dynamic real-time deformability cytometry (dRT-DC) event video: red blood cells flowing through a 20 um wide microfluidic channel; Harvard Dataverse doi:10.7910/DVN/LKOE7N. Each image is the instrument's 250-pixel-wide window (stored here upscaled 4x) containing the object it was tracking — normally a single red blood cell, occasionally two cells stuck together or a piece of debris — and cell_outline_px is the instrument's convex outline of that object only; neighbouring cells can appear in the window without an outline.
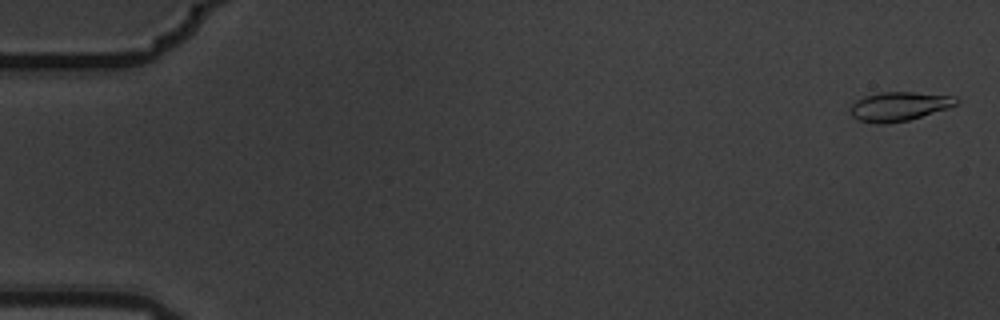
{"species": "common noctule bat (a hibernating species)", "species_latin": "Nyctalus noctula", "temperature_condition": "warm", "stored_images_in_passage": 15, "camera_frame_rate_fps": 3000, "um_per_image_px": 0.085, "animal": {"sex": "male", "body_mass_g": 19.5, "forearm_length_mm": 54.6}, "frame": {"image": 1, "passage_image": 1, "time_ms": 0.0, "image_size_px": [1000, 320], "cell_outline_px": [[960, 100], [956, 104], [948, 108], [908, 120], [884, 124], [876, 124], [860, 120], [852, 116], [852, 104], [856, 100], [864, 96], [880, 92], [912, 92], [956, 96]], "centroid_in_image_um": [76.44, 9.03], "position_along_channel_um": 8.6, "area_um2": 17.8}}
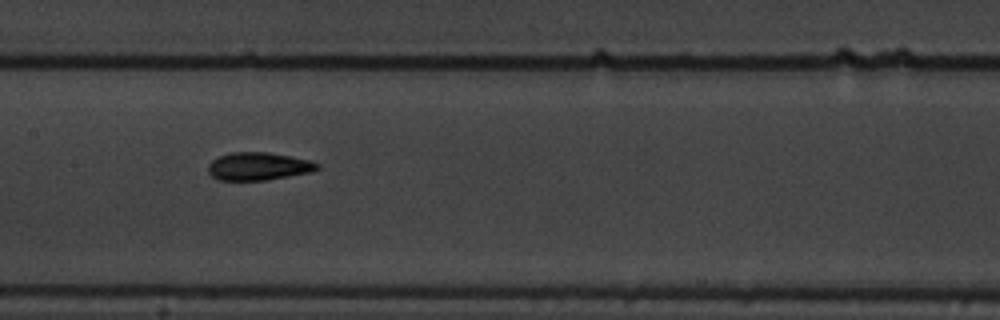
{"frame": {"image": 2, "passage_image": 8, "time_ms": 2.333, "image_size_px": [1000, 320], "cell_outline_px": [[320, 168], [312, 172], [268, 180], [216, 180], [208, 172], [208, 164], [212, 160], [220, 156], [232, 152], [268, 152], [308, 160], [320, 164]], "centroid_in_image_um": [21.96, 14.14], "position_along_channel_um": 185.4, "area_um2": 17.74}}
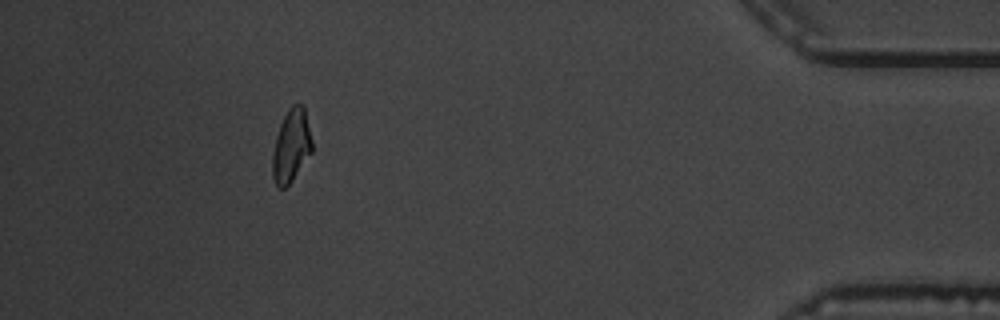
{"frame": {"image": 3, "passage_image": 14, "time_ms": 4.333, "image_size_px": [1000, 320], "cell_outline_px": [[312, 152], [292, 180], [284, 188], [280, 188], [276, 184], [272, 176], [272, 156], [276, 136], [280, 124], [288, 108], [292, 104], [304, 104], [312, 140]], "centroid_in_image_um": [24.76, 12.36], "position_along_channel_um": 410.4, "area_um2": 16.82}}